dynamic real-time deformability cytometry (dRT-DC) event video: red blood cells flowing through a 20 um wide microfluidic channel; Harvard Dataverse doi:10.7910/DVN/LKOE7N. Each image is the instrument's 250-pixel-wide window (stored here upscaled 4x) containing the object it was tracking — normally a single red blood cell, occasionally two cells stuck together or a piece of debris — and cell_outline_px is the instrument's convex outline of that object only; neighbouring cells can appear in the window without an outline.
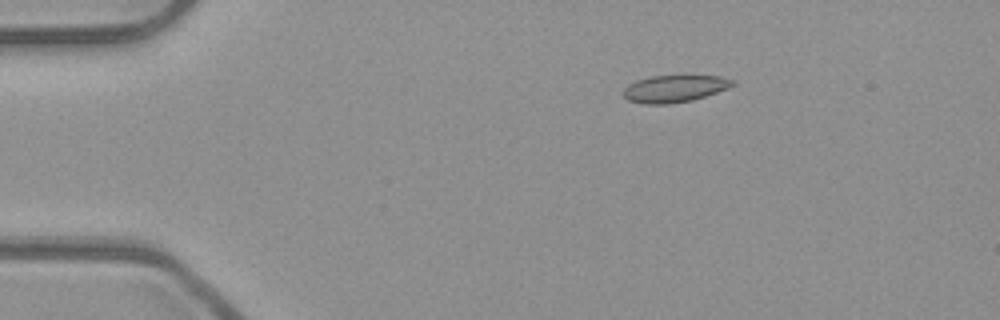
{"species": "common noctule bat (a hibernating species)", "species_latin": "Nyctalus noctula", "temperature_condition": "room temperature", "stored_images_in_passage": 5, "camera_frame_rate_fps": 3000, "um_per_image_px": 0.085, "animal": {"sex": "male", "body_mass_g": 23.1, "forearm_length_mm": 52.7}, "frame": {"image": 1, "passage_image": 3, "time_ms": 0.667, "image_size_px": [1000, 320], "cell_outline_px": [[736, 84], [728, 88], [692, 100], [668, 104], [644, 104], [628, 100], [624, 96], [624, 88], [628, 84], [636, 80], [652, 76], [684, 72], [720, 76], [736, 80]], "centroid_in_image_um": [57.39, 7.47], "position_along_channel_um": 27.6, "area_um2": 18.15}}
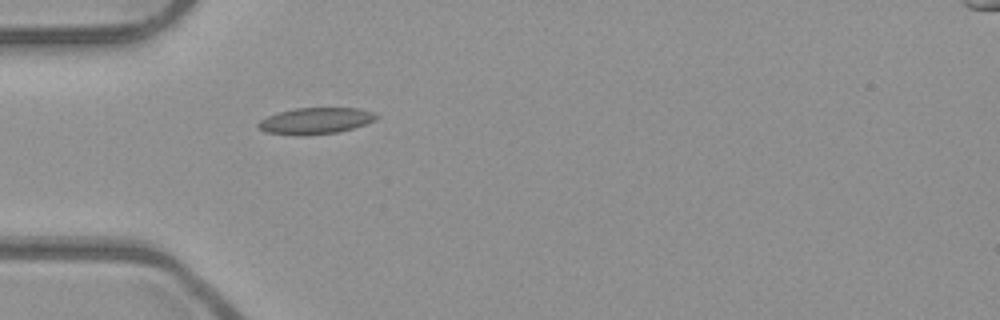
{"frame": {"image": 2, "passage_image": 5, "time_ms": 1.333, "image_size_px": [1000, 320], "cell_outline_px": [[380, 116], [376, 120], [352, 128], [336, 132], [304, 136], [296, 136], [264, 132], [256, 124], [260, 120], [268, 116], [280, 112], [296, 108], [360, 108], [372, 112]], "centroid_in_image_um": [26.81, 10.28], "position_along_channel_um": 58.2, "area_um2": 18.15}}